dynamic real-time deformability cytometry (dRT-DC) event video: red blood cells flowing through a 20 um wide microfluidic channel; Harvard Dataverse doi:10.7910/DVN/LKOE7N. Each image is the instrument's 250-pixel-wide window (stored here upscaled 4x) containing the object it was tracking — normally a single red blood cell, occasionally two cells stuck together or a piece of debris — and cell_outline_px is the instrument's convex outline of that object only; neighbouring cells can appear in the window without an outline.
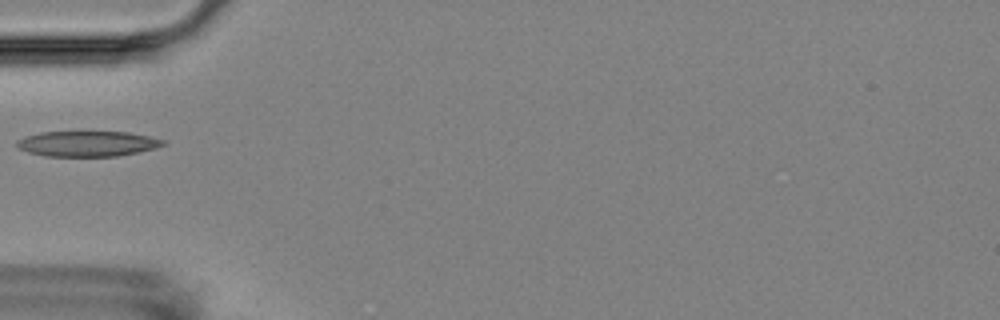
{"species": "Egyptian fruit bat (a non-hibernating species)", "species_latin": "Rousettus aegyptiacus", "temperature_condition": "room temperature", "stored_images_in_passage": 14, "camera_frame_rate_fps": 3000, "um_per_image_px": 0.085, "animal": {"sex": "female"}, "frame": {"image": 1, "passage_image": 5, "time_ms": 5.667, "image_size_px": [1000, 320], "cell_outline_px": [[168, 144], [156, 148], [116, 156], [44, 156], [28, 152], [16, 148], [16, 140], [24, 136], [40, 132], [128, 132], [148, 136], [164, 140]], "centroid_in_image_um": [7.39, 12.21], "position_along_channel_um": 77.6, "area_um2": 21.73}}
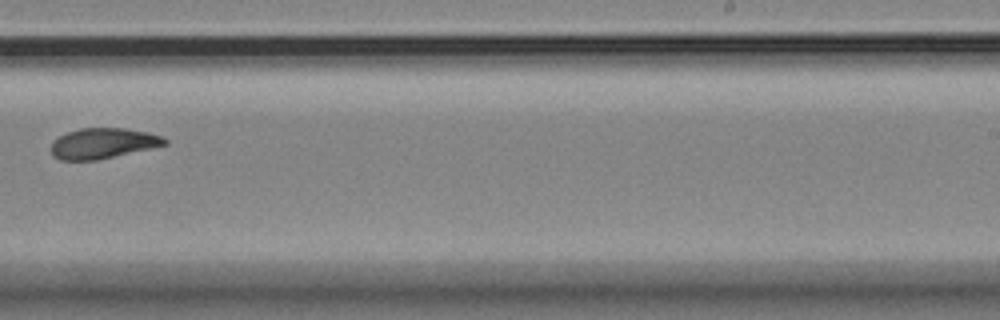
{"frame": {"image": 2, "passage_image": 10, "time_ms": 11.333, "image_size_px": [1000, 320], "cell_outline_px": [[168, 144], [152, 148], [96, 160], [60, 160], [52, 156], [52, 140], [68, 132], [80, 128], [124, 128], [148, 132], [164, 136], [168, 140]], "centroid_in_image_um": [8.77, 12.18], "position_along_channel_um": 280.2, "area_um2": 20.23}}
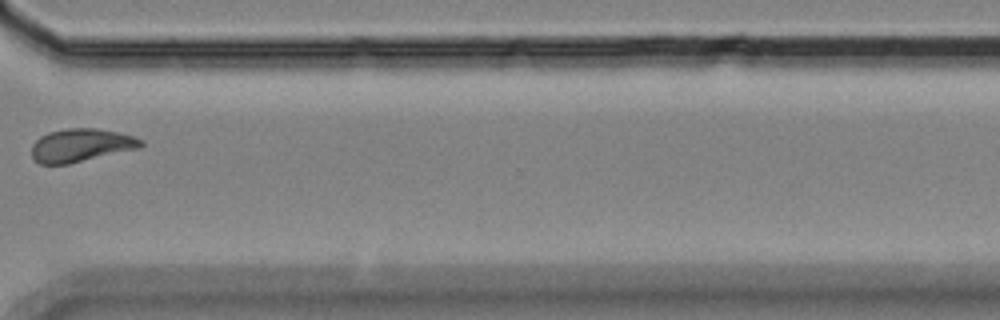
{"frame": {"image": 3, "passage_image": 12, "time_ms": 13.667, "image_size_px": [1000, 320], "cell_outline_px": [[144, 144], [140, 148], [68, 164], [40, 164], [32, 156], [32, 144], [40, 136], [48, 132], [68, 128], [96, 128], [116, 132], [132, 136], [144, 140]], "centroid_in_image_um": [6.89, 12.34], "position_along_channel_um": 363.7, "area_um2": 21.04}, "authors_computed_cell_mechanics": {"area_um2": 21.097, "velocity_mm_per_s": 3.5741, "shape_relaxation_time_tau1_ms": null, "shape_relaxation_time_tau2_ms": 2.8812, "deformation_change_tau1": null, "deformation_change_tau2": 0.0836}}